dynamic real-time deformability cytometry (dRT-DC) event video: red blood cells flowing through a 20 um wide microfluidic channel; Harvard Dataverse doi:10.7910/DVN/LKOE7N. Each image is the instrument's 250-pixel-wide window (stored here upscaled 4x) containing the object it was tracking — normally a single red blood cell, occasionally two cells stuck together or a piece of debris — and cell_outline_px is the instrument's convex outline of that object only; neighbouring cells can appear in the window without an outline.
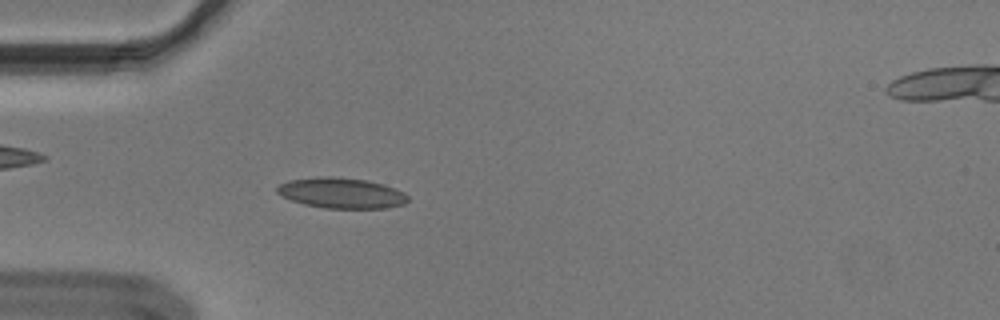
{"species": "Egyptian fruit bat (a non-hibernating species)", "species_latin": "Rousettus aegyptiacus", "temperature_condition": "cold", "stored_images_in_passage": 47, "camera_frame_rate_fps": 3000, "um_per_image_px": 0.085, "animal": {"sex": "male"}, "frame": {"image": 1, "passage_image": 8, "time_ms": 2.333, "image_size_px": [1000, 320], "cell_outline_px": [[408, 200], [404, 204], [384, 208], [324, 208], [304, 204], [292, 200], [276, 192], [276, 188], [280, 184], [288, 180], [324, 176], [332, 176], [368, 180], [384, 184], [396, 188], [404, 192], [408, 196]], "centroid_in_image_um": [29.05, 16.4], "position_along_channel_um": 56.0, "area_um2": 23.29}}
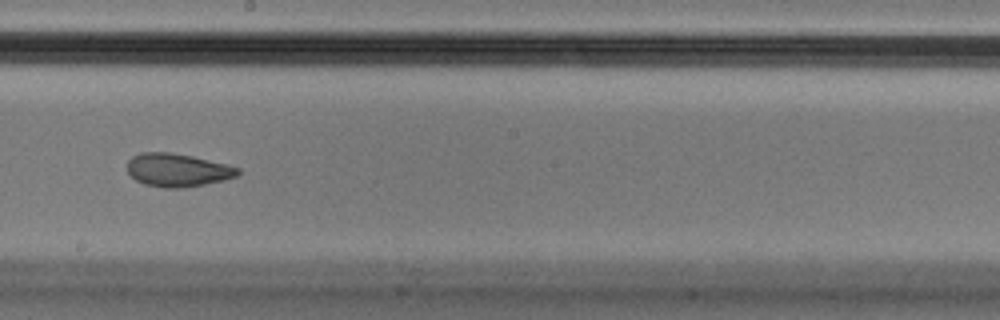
{"frame": {"image": 2, "passage_image": 23, "time_ms": 7.333, "image_size_px": [1000, 320], "cell_outline_px": [[240, 172], [236, 176], [224, 180], [204, 184], [180, 188], [164, 188], [144, 184], [136, 180], [128, 172], [128, 160], [132, 156], [140, 152], [168, 152], [192, 156], [228, 164], [240, 168]], "centroid_in_image_um": [15.09, 14.45], "position_along_channel_um": 233.1, "area_um2": 21.39}}
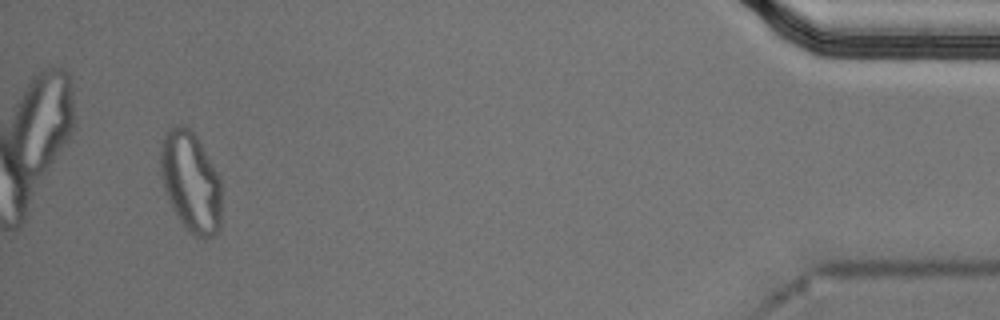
{"frame": {"image": 3, "passage_image": 44, "time_ms": 14.333, "image_size_px": [1000, 320], "cell_outline_px": [[220, 228], [212, 236], [204, 240], [188, 232], [172, 208], [164, 188], [160, 172], [160, 148], [164, 132], [168, 128], [176, 124], [184, 124], [196, 136], [216, 172], [220, 180]], "centroid_in_image_um": [16.18, 15.45], "position_along_channel_um": 419.0, "area_um2": 35.66}, "authors_computed_cell_mechanics": {"area_um2": 22.4264, "velocity_mm_per_s": 3.6482, "shape_relaxation_time_tau1_ms": null, "shape_relaxation_time_tau2_ms": 1.7279, "deformation_change_tau1": null, "deformation_change_tau2": 0.0801}}